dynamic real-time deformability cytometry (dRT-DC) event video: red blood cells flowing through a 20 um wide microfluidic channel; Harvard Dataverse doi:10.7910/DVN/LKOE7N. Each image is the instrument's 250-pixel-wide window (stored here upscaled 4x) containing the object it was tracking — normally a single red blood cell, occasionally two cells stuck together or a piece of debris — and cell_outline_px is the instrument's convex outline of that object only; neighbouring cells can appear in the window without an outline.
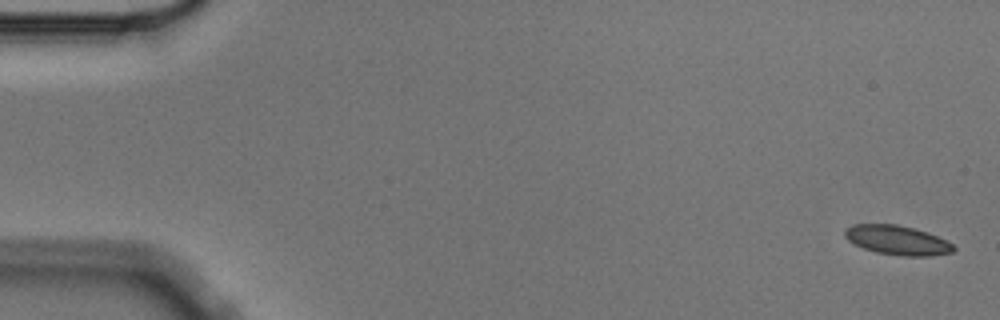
{"species": "Egyptian fruit bat (a non-hibernating species)", "species_latin": "Rousettus aegyptiacus", "temperature_condition": "cold", "stored_images_in_passage": 5, "camera_frame_rate_fps": 3000, "um_per_image_px": 0.085, "animal": {"sex": "male"}, "frame": {"image": 1, "passage_image": 1, "time_ms": 0.0, "image_size_px": [1000, 320], "cell_outline_px": [[956, 248], [952, 252], [932, 256], [900, 256], [876, 252], [864, 248], [848, 240], [844, 236], [844, 228], [852, 224], [896, 224], [928, 232], [952, 244]], "centroid_in_image_um": [76.24, 20.41], "position_along_channel_um": 8.8, "area_um2": 18.55}}